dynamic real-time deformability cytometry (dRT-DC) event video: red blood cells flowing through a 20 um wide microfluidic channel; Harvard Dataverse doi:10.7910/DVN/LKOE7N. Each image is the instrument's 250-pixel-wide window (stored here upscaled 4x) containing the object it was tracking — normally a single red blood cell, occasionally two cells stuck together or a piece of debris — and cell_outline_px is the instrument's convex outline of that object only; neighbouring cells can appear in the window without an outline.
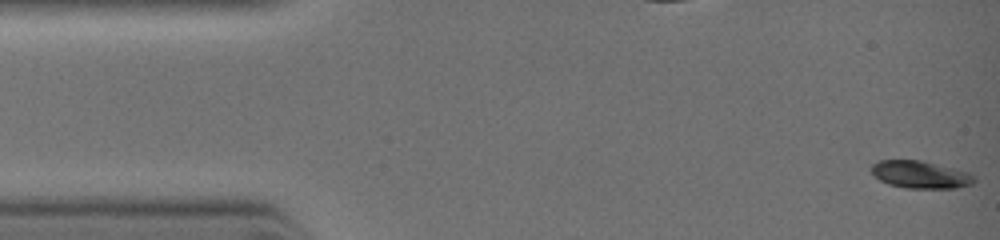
{"species": "common noctule bat (a hibernating species)", "species_latin": "Nyctalus noctula", "temperature_condition": "warm", "stored_images_in_passage": 28, "camera_frame_rate_fps": 3000, "um_per_image_px": 0.085, "animal": {"sex": "female", "body_mass_g": 19.0, "forearm_length_mm": 51.5}, "frame": {"image": 1, "passage_image": 1, "time_ms": 0.0, "image_size_px": [1000, 240], "cell_outline_px": [[976, 180], [972, 184], [952, 188], [908, 188], [888, 184], [880, 180], [872, 172], [872, 164], [880, 160], [916, 160], [932, 164], [960, 172], [972, 176]], "centroid_in_image_um": [78.12, 14.86], "position_along_channel_um": 6.9, "area_um2": 15.55}}
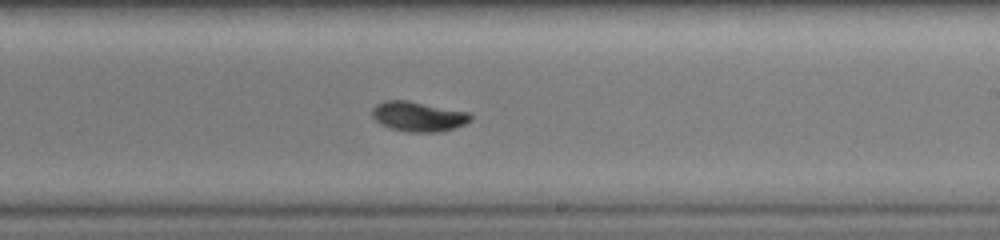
{"frame": {"image": 2, "passage_image": 16, "time_ms": 6.333, "image_size_px": [1000, 240], "cell_outline_px": [[472, 120], [464, 124], [440, 132], [408, 132], [392, 128], [380, 124], [372, 116], [372, 108], [376, 104], [384, 100], [404, 100], [468, 112], [472, 116]], "centroid_in_image_um": [35.53, 9.9], "position_along_channel_um": 253.5, "area_um2": 16.94}}
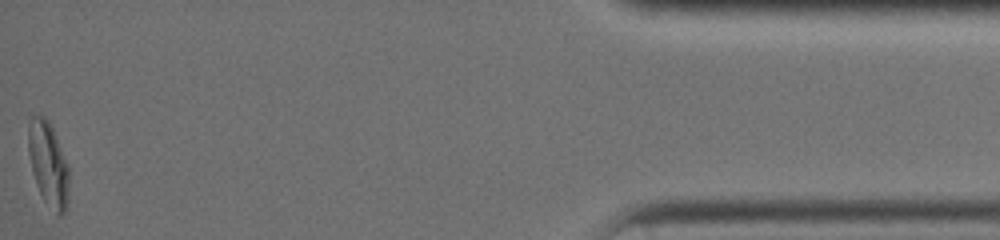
{"frame": {"image": 3, "passage_image": 28, "time_ms": 11.0, "image_size_px": [1000, 240], "cell_outline_px": [[68, 200], [64, 212], [60, 216], [44, 200], [40, 192], [32, 172], [28, 152], [28, 128], [32, 116], [44, 116], [48, 120], [52, 128], [68, 164]], "centroid_in_image_um": [4.1, 13.92], "position_along_channel_um": 431.1, "area_um2": 19.59}}